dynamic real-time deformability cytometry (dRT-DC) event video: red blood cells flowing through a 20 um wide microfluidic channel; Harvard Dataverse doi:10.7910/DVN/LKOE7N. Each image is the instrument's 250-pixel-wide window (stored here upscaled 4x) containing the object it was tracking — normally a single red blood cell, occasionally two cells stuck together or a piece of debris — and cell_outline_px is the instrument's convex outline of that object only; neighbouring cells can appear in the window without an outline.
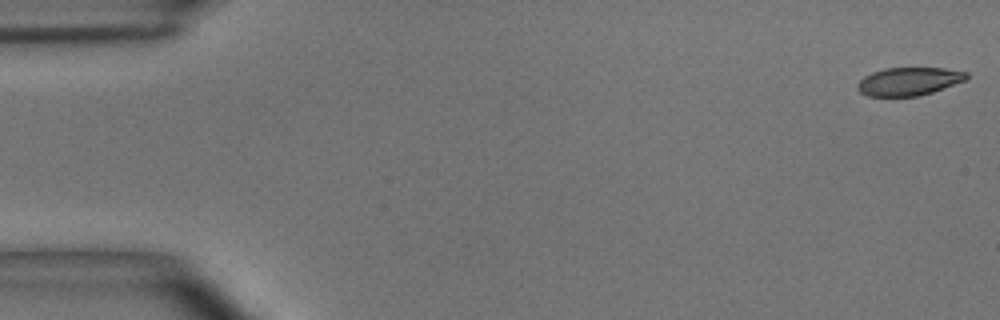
{"species": "common noctule bat (a hibernating species)", "species_latin": "Nyctalus noctula", "temperature_condition": "room temperature", "stored_images_in_passage": 10, "camera_frame_rate_fps": 3000, "um_per_image_px": 0.085, "animal": {"sex": "male", "body_mass_g": 15.6}, "frame": {"image": 1, "passage_image": 1, "time_ms": 0.0, "image_size_px": [1000, 320], "cell_outline_px": [[968, 76], [964, 80], [932, 92], [916, 96], [868, 96], [860, 92], [856, 88], [856, 84], [864, 76], [872, 72], [884, 68], [944, 68], [968, 72]], "centroid_in_image_um": [77.21, 6.91], "position_along_channel_um": 7.8, "area_um2": 17.74}}